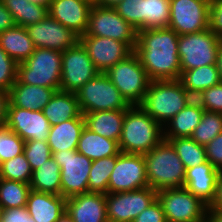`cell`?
Instances as JSON below:
<instances>
[{"label": "cell", "instance_id": "obj_1", "mask_svg": "<svg viewBox=\"0 0 222 222\" xmlns=\"http://www.w3.org/2000/svg\"><path fill=\"white\" fill-rule=\"evenodd\" d=\"M178 36L168 27L138 31L134 52L151 81L180 78Z\"/></svg>", "mask_w": 222, "mask_h": 222}, {"label": "cell", "instance_id": "obj_2", "mask_svg": "<svg viewBox=\"0 0 222 222\" xmlns=\"http://www.w3.org/2000/svg\"><path fill=\"white\" fill-rule=\"evenodd\" d=\"M163 140V127L140 105L130 106L123 120L118 145L120 152L145 154Z\"/></svg>", "mask_w": 222, "mask_h": 222}, {"label": "cell", "instance_id": "obj_3", "mask_svg": "<svg viewBox=\"0 0 222 222\" xmlns=\"http://www.w3.org/2000/svg\"><path fill=\"white\" fill-rule=\"evenodd\" d=\"M143 156L148 186L151 189L158 192L163 189L184 187L186 169L169 141L163 139Z\"/></svg>", "mask_w": 222, "mask_h": 222}, {"label": "cell", "instance_id": "obj_4", "mask_svg": "<svg viewBox=\"0 0 222 222\" xmlns=\"http://www.w3.org/2000/svg\"><path fill=\"white\" fill-rule=\"evenodd\" d=\"M193 97L179 79L151 81L140 107L162 127Z\"/></svg>", "mask_w": 222, "mask_h": 222}, {"label": "cell", "instance_id": "obj_5", "mask_svg": "<svg viewBox=\"0 0 222 222\" xmlns=\"http://www.w3.org/2000/svg\"><path fill=\"white\" fill-rule=\"evenodd\" d=\"M62 52L53 49L35 48L34 53L17 65V81L60 90Z\"/></svg>", "mask_w": 222, "mask_h": 222}, {"label": "cell", "instance_id": "obj_6", "mask_svg": "<svg viewBox=\"0 0 222 222\" xmlns=\"http://www.w3.org/2000/svg\"><path fill=\"white\" fill-rule=\"evenodd\" d=\"M105 74L131 106L142 103L151 80L134 51Z\"/></svg>", "mask_w": 222, "mask_h": 222}, {"label": "cell", "instance_id": "obj_7", "mask_svg": "<svg viewBox=\"0 0 222 222\" xmlns=\"http://www.w3.org/2000/svg\"><path fill=\"white\" fill-rule=\"evenodd\" d=\"M81 113L123 110L131 105L105 73H98L75 92Z\"/></svg>", "mask_w": 222, "mask_h": 222}, {"label": "cell", "instance_id": "obj_8", "mask_svg": "<svg viewBox=\"0 0 222 222\" xmlns=\"http://www.w3.org/2000/svg\"><path fill=\"white\" fill-rule=\"evenodd\" d=\"M220 40L209 28L202 32L179 35L181 73L205 65H216Z\"/></svg>", "mask_w": 222, "mask_h": 222}, {"label": "cell", "instance_id": "obj_9", "mask_svg": "<svg viewBox=\"0 0 222 222\" xmlns=\"http://www.w3.org/2000/svg\"><path fill=\"white\" fill-rule=\"evenodd\" d=\"M167 222H205L209 206L185 187L157 192Z\"/></svg>", "mask_w": 222, "mask_h": 222}, {"label": "cell", "instance_id": "obj_10", "mask_svg": "<svg viewBox=\"0 0 222 222\" xmlns=\"http://www.w3.org/2000/svg\"><path fill=\"white\" fill-rule=\"evenodd\" d=\"M83 36H99L118 40L126 43L134 51L138 31L122 19L114 8L92 5L88 28Z\"/></svg>", "mask_w": 222, "mask_h": 222}, {"label": "cell", "instance_id": "obj_11", "mask_svg": "<svg viewBox=\"0 0 222 222\" xmlns=\"http://www.w3.org/2000/svg\"><path fill=\"white\" fill-rule=\"evenodd\" d=\"M61 168V196L69 198L88 192V178L92 160L77 150L52 152Z\"/></svg>", "mask_w": 222, "mask_h": 222}, {"label": "cell", "instance_id": "obj_12", "mask_svg": "<svg viewBox=\"0 0 222 222\" xmlns=\"http://www.w3.org/2000/svg\"><path fill=\"white\" fill-rule=\"evenodd\" d=\"M157 199V191L149 186L133 191L107 193L108 222H133V220Z\"/></svg>", "mask_w": 222, "mask_h": 222}, {"label": "cell", "instance_id": "obj_13", "mask_svg": "<svg viewBox=\"0 0 222 222\" xmlns=\"http://www.w3.org/2000/svg\"><path fill=\"white\" fill-rule=\"evenodd\" d=\"M98 73L80 42L62 52L61 91L75 93Z\"/></svg>", "mask_w": 222, "mask_h": 222}, {"label": "cell", "instance_id": "obj_14", "mask_svg": "<svg viewBox=\"0 0 222 222\" xmlns=\"http://www.w3.org/2000/svg\"><path fill=\"white\" fill-rule=\"evenodd\" d=\"M148 186L143 154L119 152L107 193L133 191Z\"/></svg>", "mask_w": 222, "mask_h": 222}, {"label": "cell", "instance_id": "obj_15", "mask_svg": "<svg viewBox=\"0 0 222 222\" xmlns=\"http://www.w3.org/2000/svg\"><path fill=\"white\" fill-rule=\"evenodd\" d=\"M168 28L178 35L209 28V4L203 0H170Z\"/></svg>", "mask_w": 222, "mask_h": 222}, {"label": "cell", "instance_id": "obj_16", "mask_svg": "<svg viewBox=\"0 0 222 222\" xmlns=\"http://www.w3.org/2000/svg\"><path fill=\"white\" fill-rule=\"evenodd\" d=\"M35 48L53 49L64 52L75 46L80 37L60 22L47 15L39 23L26 27Z\"/></svg>", "mask_w": 222, "mask_h": 222}, {"label": "cell", "instance_id": "obj_17", "mask_svg": "<svg viewBox=\"0 0 222 222\" xmlns=\"http://www.w3.org/2000/svg\"><path fill=\"white\" fill-rule=\"evenodd\" d=\"M5 125L24 141H47L50 124L43 111H31L13 106L10 102L7 107Z\"/></svg>", "mask_w": 222, "mask_h": 222}, {"label": "cell", "instance_id": "obj_18", "mask_svg": "<svg viewBox=\"0 0 222 222\" xmlns=\"http://www.w3.org/2000/svg\"><path fill=\"white\" fill-rule=\"evenodd\" d=\"M79 42L84 46L96 69L101 73H105L133 52L126 43L111 38L81 36Z\"/></svg>", "mask_w": 222, "mask_h": 222}, {"label": "cell", "instance_id": "obj_19", "mask_svg": "<svg viewBox=\"0 0 222 222\" xmlns=\"http://www.w3.org/2000/svg\"><path fill=\"white\" fill-rule=\"evenodd\" d=\"M91 7L92 4L86 0H52L48 13L53 19L81 37L88 28Z\"/></svg>", "mask_w": 222, "mask_h": 222}, {"label": "cell", "instance_id": "obj_20", "mask_svg": "<svg viewBox=\"0 0 222 222\" xmlns=\"http://www.w3.org/2000/svg\"><path fill=\"white\" fill-rule=\"evenodd\" d=\"M66 212L73 222H108L106 194L87 192L66 198Z\"/></svg>", "mask_w": 222, "mask_h": 222}, {"label": "cell", "instance_id": "obj_21", "mask_svg": "<svg viewBox=\"0 0 222 222\" xmlns=\"http://www.w3.org/2000/svg\"><path fill=\"white\" fill-rule=\"evenodd\" d=\"M220 171L206 161L185 171L184 187L195 197L210 206L216 196V186Z\"/></svg>", "mask_w": 222, "mask_h": 222}, {"label": "cell", "instance_id": "obj_22", "mask_svg": "<svg viewBox=\"0 0 222 222\" xmlns=\"http://www.w3.org/2000/svg\"><path fill=\"white\" fill-rule=\"evenodd\" d=\"M26 208L36 222H56L66 211V198L31 189Z\"/></svg>", "mask_w": 222, "mask_h": 222}, {"label": "cell", "instance_id": "obj_23", "mask_svg": "<svg viewBox=\"0 0 222 222\" xmlns=\"http://www.w3.org/2000/svg\"><path fill=\"white\" fill-rule=\"evenodd\" d=\"M56 91L54 88L27 85L16 80L8 91L9 102L16 107L42 111Z\"/></svg>", "mask_w": 222, "mask_h": 222}, {"label": "cell", "instance_id": "obj_24", "mask_svg": "<svg viewBox=\"0 0 222 222\" xmlns=\"http://www.w3.org/2000/svg\"><path fill=\"white\" fill-rule=\"evenodd\" d=\"M203 112V107L193 98L164 125L163 138L191 137L201 121Z\"/></svg>", "mask_w": 222, "mask_h": 222}, {"label": "cell", "instance_id": "obj_25", "mask_svg": "<svg viewBox=\"0 0 222 222\" xmlns=\"http://www.w3.org/2000/svg\"><path fill=\"white\" fill-rule=\"evenodd\" d=\"M84 127L85 118L82 113L77 118L51 126L47 139L51 153L77 150V144Z\"/></svg>", "mask_w": 222, "mask_h": 222}, {"label": "cell", "instance_id": "obj_26", "mask_svg": "<svg viewBox=\"0 0 222 222\" xmlns=\"http://www.w3.org/2000/svg\"><path fill=\"white\" fill-rule=\"evenodd\" d=\"M126 110L85 113V126L92 132L119 142Z\"/></svg>", "mask_w": 222, "mask_h": 222}, {"label": "cell", "instance_id": "obj_27", "mask_svg": "<svg viewBox=\"0 0 222 222\" xmlns=\"http://www.w3.org/2000/svg\"><path fill=\"white\" fill-rule=\"evenodd\" d=\"M0 47L17 64L26 61L35 50L27 29L19 25L0 32Z\"/></svg>", "mask_w": 222, "mask_h": 222}, {"label": "cell", "instance_id": "obj_28", "mask_svg": "<svg viewBox=\"0 0 222 222\" xmlns=\"http://www.w3.org/2000/svg\"><path fill=\"white\" fill-rule=\"evenodd\" d=\"M42 111L50 126L77 118L81 114L76 94L61 90L55 92Z\"/></svg>", "mask_w": 222, "mask_h": 222}, {"label": "cell", "instance_id": "obj_29", "mask_svg": "<svg viewBox=\"0 0 222 222\" xmlns=\"http://www.w3.org/2000/svg\"><path fill=\"white\" fill-rule=\"evenodd\" d=\"M77 152L95 161L117 155L120 149L117 141L92 132L85 126L77 144Z\"/></svg>", "mask_w": 222, "mask_h": 222}, {"label": "cell", "instance_id": "obj_30", "mask_svg": "<svg viewBox=\"0 0 222 222\" xmlns=\"http://www.w3.org/2000/svg\"><path fill=\"white\" fill-rule=\"evenodd\" d=\"M179 80L193 98L222 81L216 65H205L183 71Z\"/></svg>", "mask_w": 222, "mask_h": 222}, {"label": "cell", "instance_id": "obj_31", "mask_svg": "<svg viewBox=\"0 0 222 222\" xmlns=\"http://www.w3.org/2000/svg\"><path fill=\"white\" fill-rule=\"evenodd\" d=\"M61 168L51 157L32 171L30 187L34 191L61 195Z\"/></svg>", "mask_w": 222, "mask_h": 222}, {"label": "cell", "instance_id": "obj_32", "mask_svg": "<svg viewBox=\"0 0 222 222\" xmlns=\"http://www.w3.org/2000/svg\"><path fill=\"white\" fill-rule=\"evenodd\" d=\"M1 2L12 14L15 24L25 28L39 23L49 15L47 7L28 0H1Z\"/></svg>", "mask_w": 222, "mask_h": 222}, {"label": "cell", "instance_id": "obj_33", "mask_svg": "<svg viewBox=\"0 0 222 222\" xmlns=\"http://www.w3.org/2000/svg\"><path fill=\"white\" fill-rule=\"evenodd\" d=\"M175 148L184 168L195 167L207 161L205 147L199 145L191 137L163 138Z\"/></svg>", "mask_w": 222, "mask_h": 222}, {"label": "cell", "instance_id": "obj_34", "mask_svg": "<svg viewBox=\"0 0 222 222\" xmlns=\"http://www.w3.org/2000/svg\"><path fill=\"white\" fill-rule=\"evenodd\" d=\"M117 157L118 154L92 161L88 178V192L107 194L109 178Z\"/></svg>", "mask_w": 222, "mask_h": 222}, {"label": "cell", "instance_id": "obj_35", "mask_svg": "<svg viewBox=\"0 0 222 222\" xmlns=\"http://www.w3.org/2000/svg\"><path fill=\"white\" fill-rule=\"evenodd\" d=\"M30 190V184L0 178V203L4 210L25 207Z\"/></svg>", "mask_w": 222, "mask_h": 222}, {"label": "cell", "instance_id": "obj_36", "mask_svg": "<svg viewBox=\"0 0 222 222\" xmlns=\"http://www.w3.org/2000/svg\"><path fill=\"white\" fill-rule=\"evenodd\" d=\"M170 12V0H144L143 30L167 28Z\"/></svg>", "mask_w": 222, "mask_h": 222}, {"label": "cell", "instance_id": "obj_37", "mask_svg": "<svg viewBox=\"0 0 222 222\" xmlns=\"http://www.w3.org/2000/svg\"><path fill=\"white\" fill-rule=\"evenodd\" d=\"M222 132V113L204 110L201 121L194 129L191 138L205 146Z\"/></svg>", "mask_w": 222, "mask_h": 222}, {"label": "cell", "instance_id": "obj_38", "mask_svg": "<svg viewBox=\"0 0 222 222\" xmlns=\"http://www.w3.org/2000/svg\"><path fill=\"white\" fill-rule=\"evenodd\" d=\"M0 178L30 184L32 170L24 153L0 164Z\"/></svg>", "mask_w": 222, "mask_h": 222}, {"label": "cell", "instance_id": "obj_39", "mask_svg": "<svg viewBox=\"0 0 222 222\" xmlns=\"http://www.w3.org/2000/svg\"><path fill=\"white\" fill-rule=\"evenodd\" d=\"M25 141L5 124L0 125V164L23 153Z\"/></svg>", "mask_w": 222, "mask_h": 222}, {"label": "cell", "instance_id": "obj_40", "mask_svg": "<svg viewBox=\"0 0 222 222\" xmlns=\"http://www.w3.org/2000/svg\"><path fill=\"white\" fill-rule=\"evenodd\" d=\"M143 1L122 0L114 9L122 19L132 25L137 31L143 30Z\"/></svg>", "mask_w": 222, "mask_h": 222}, {"label": "cell", "instance_id": "obj_41", "mask_svg": "<svg viewBox=\"0 0 222 222\" xmlns=\"http://www.w3.org/2000/svg\"><path fill=\"white\" fill-rule=\"evenodd\" d=\"M23 153L32 171L36 170L52 156L47 141L39 140L25 141Z\"/></svg>", "mask_w": 222, "mask_h": 222}, {"label": "cell", "instance_id": "obj_42", "mask_svg": "<svg viewBox=\"0 0 222 222\" xmlns=\"http://www.w3.org/2000/svg\"><path fill=\"white\" fill-rule=\"evenodd\" d=\"M17 63L0 47V90L9 91L17 79Z\"/></svg>", "mask_w": 222, "mask_h": 222}, {"label": "cell", "instance_id": "obj_43", "mask_svg": "<svg viewBox=\"0 0 222 222\" xmlns=\"http://www.w3.org/2000/svg\"><path fill=\"white\" fill-rule=\"evenodd\" d=\"M204 110L222 113V81L194 98Z\"/></svg>", "mask_w": 222, "mask_h": 222}, {"label": "cell", "instance_id": "obj_44", "mask_svg": "<svg viewBox=\"0 0 222 222\" xmlns=\"http://www.w3.org/2000/svg\"><path fill=\"white\" fill-rule=\"evenodd\" d=\"M204 147L207 161H209L215 169L222 171V132Z\"/></svg>", "mask_w": 222, "mask_h": 222}, {"label": "cell", "instance_id": "obj_45", "mask_svg": "<svg viewBox=\"0 0 222 222\" xmlns=\"http://www.w3.org/2000/svg\"><path fill=\"white\" fill-rule=\"evenodd\" d=\"M133 222H167L163 208L156 199L149 207L143 210Z\"/></svg>", "mask_w": 222, "mask_h": 222}, {"label": "cell", "instance_id": "obj_46", "mask_svg": "<svg viewBox=\"0 0 222 222\" xmlns=\"http://www.w3.org/2000/svg\"><path fill=\"white\" fill-rule=\"evenodd\" d=\"M209 29L222 39V0L209 4Z\"/></svg>", "mask_w": 222, "mask_h": 222}, {"label": "cell", "instance_id": "obj_47", "mask_svg": "<svg viewBox=\"0 0 222 222\" xmlns=\"http://www.w3.org/2000/svg\"><path fill=\"white\" fill-rule=\"evenodd\" d=\"M1 222H36L28 214V210L25 207L5 209L3 211Z\"/></svg>", "mask_w": 222, "mask_h": 222}, {"label": "cell", "instance_id": "obj_48", "mask_svg": "<svg viewBox=\"0 0 222 222\" xmlns=\"http://www.w3.org/2000/svg\"><path fill=\"white\" fill-rule=\"evenodd\" d=\"M15 25L12 14L5 8L0 0V32L8 30Z\"/></svg>", "mask_w": 222, "mask_h": 222}, {"label": "cell", "instance_id": "obj_49", "mask_svg": "<svg viewBox=\"0 0 222 222\" xmlns=\"http://www.w3.org/2000/svg\"><path fill=\"white\" fill-rule=\"evenodd\" d=\"M209 209L222 212V171L219 173L215 199L210 204Z\"/></svg>", "mask_w": 222, "mask_h": 222}, {"label": "cell", "instance_id": "obj_50", "mask_svg": "<svg viewBox=\"0 0 222 222\" xmlns=\"http://www.w3.org/2000/svg\"><path fill=\"white\" fill-rule=\"evenodd\" d=\"M8 103V92L5 90H0V125H4L6 123Z\"/></svg>", "mask_w": 222, "mask_h": 222}, {"label": "cell", "instance_id": "obj_51", "mask_svg": "<svg viewBox=\"0 0 222 222\" xmlns=\"http://www.w3.org/2000/svg\"><path fill=\"white\" fill-rule=\"evenodd\" d=\"M205 222H222V212L210 210L208 208Z\"/></svg>", "mask_w": 222, "mask_h": 222}, {"label": "cell", "instance_id": "obj_52", "mask_svg": "<svg viewBox=\"0 0 222 222\" xmlns=\"http://www.w3.org/2000/svg\"><path fill=\"white\" fill-rule=\"evenodd\" d=\"M216 66L219 72L220 79L222 80V39L220 40V46L217 54Z\"/></svg>", "mask_w": 222, "mask_h": 222}, {"label": "cell", "instance_id": "obj_53", "mask_svg": "<svg viewBox=\"0 0 222 222\" xmlns=\"http://www.w3.org/2000/svg\"><path fill=\"white\" fill-rule=\"evenodd\" d=\"M122 0H99L100 7H111L114 8Z\"/></svg>", "mask_w": 222, "mask_h": 222}, {"label": "cell", "instance_id": "obj_54", "mask_svg": "<svg viewBox=\"0 0 222 222\" xmlns=\"http://www.w3.org/2000/svg\"><path fill=\"white\" fill-rule=\"evenodd\" d=\"M28 1L31 3H34V4H38V5L47 7V8H49L50 3L52 2V0H28Z\"/></svg>", "mask_w": 222, "mask_h": 222}, {"label": "cell", "instance_id": "obj_55", "mask_svg": "<svg viewBox=\"0 0 222 222\" xmlns=\"http://www.w3.org/2000/svg\"><path fill=\"white\" fill-rule=\"evenodd\" d=\"M56 222H73L71 217L65 211L63 215Z\"/></svg>", "mask_w": 222, "mask_h": 222}, {"label": "cell", "instance_id": "obj_56", "mask_svg": "<svg viewBox=\"0 0 222 222\" xmlns=\"http://www.w3.org/2000/svg\"><path fill=\"white\" fill-rule=\"evenodd\" d=\"M86 1L90 2L92 5L99 6V0H86Z\"/></svg>", "mask_w": 222, "mask_h": 222}, {"label": "cell", "instance_id": "obj_57", "mask_svg": "<svg viewBox=\"0 0 222 222\" xmlns=\"http://www.w3.org/2000/svg\"><path fill=\"white\" fill-rule=\"evenodd\" d=\"M3 211H4V208H3L2 204L0 203V222L2 219Z\"/></svg>", "mask_w": 222, "mask_h": 222}, {"label": "cell", "instance_id": "obj_58", "mask_svg": "<svg viewBox=\"0 0 222 222\" xmlns=\"http://www.w3.org/2000/svg\"><path fill=\"white\" fill-rule=\"evenodd\" d=\"M205 2H207L208 4H212L215 0H203Z\"/></svg>", "mask_w": 222, "mask_h": 222}]
</instances>
